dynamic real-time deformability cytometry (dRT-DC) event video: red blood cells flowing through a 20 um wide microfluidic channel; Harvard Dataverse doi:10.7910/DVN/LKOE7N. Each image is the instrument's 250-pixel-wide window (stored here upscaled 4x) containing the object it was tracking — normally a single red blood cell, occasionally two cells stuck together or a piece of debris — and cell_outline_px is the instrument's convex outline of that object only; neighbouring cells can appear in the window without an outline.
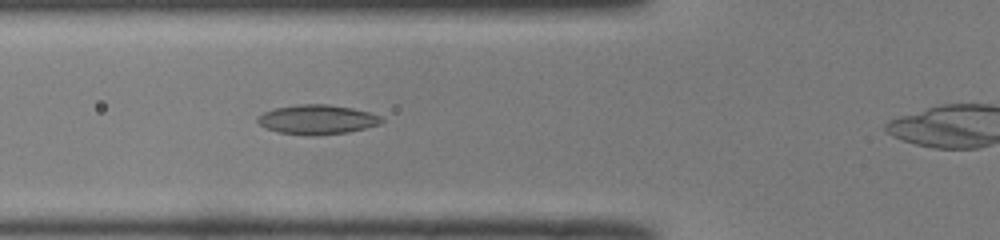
{"species": "common noctule bat (a hibernating species)", "species_latin": "Nyctalus noctula", "temperature_condition": "room temperature", "stored_images_in_passage": 36, "camera_frame_rate_fps": 3000, "um_per_image_px": 0.085, "animal": {"sex": "male", "body_mass_g": 19.0, "forearm_length_mm": 50.8}, "frame": {"image": 1, "passage_image": 11, "time_ms": 3.333, "image_size_px": [1000, 240], "cell_outline_px": [[384, 120], [380, 124], [348, 132], [280, 132], [264, 128], [256, 120], [264, 112], [276, 108], [296, 104], [328, 104], [352, 108], [368, 112], [380, 116]], "centroid_in_image_um": [26.97, 10.1], "position_along_channel_um": 98.8, "area_um2": 20.17}}
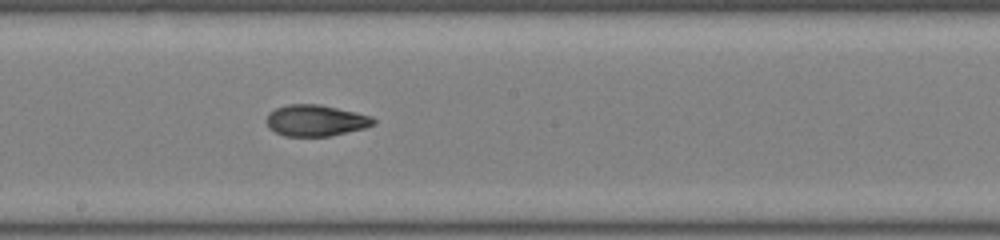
{"frame": {"image": 2, "passage_image": 20, "time_ms": 6.333, "image_size_px": [1000, 240], "cell_outline_px": [[376, 124], [364, 128], [328, 136], [284, 136], [268, 128], [268, 116], [276, 108], [288, 104], [320, 104], [356, 112], [372, 116], [376, 120]], "centroid_in_image_um": [26.87, 10.24], "position_along_channel_um": 221.3, "area_um2": 19.36}}
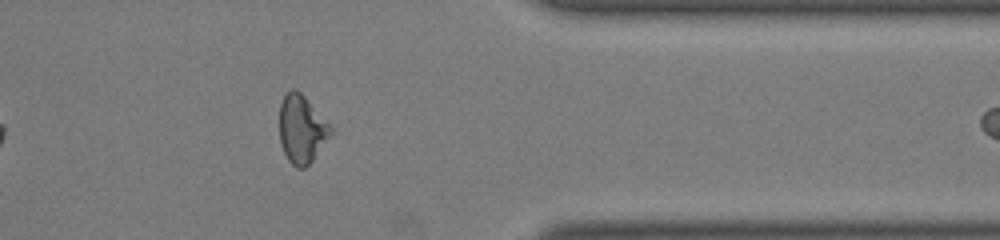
{"frame": {"image": 3, "passage_image": 33, "time_ms": 10.667, "image_size_px": [1000, 240], "cell_outline_px": [[332, 132], [312, 160], [304, 168], [296, 168], [288, 160], [280, 144], [280, 104], [284, 96], [292, 88], [296, 88], [304, 96], [332, 128]], "centroid_in_image_um": [25.61, 10.98], "position_along_channel_um": 385.8, "area_um2": 19.83}}